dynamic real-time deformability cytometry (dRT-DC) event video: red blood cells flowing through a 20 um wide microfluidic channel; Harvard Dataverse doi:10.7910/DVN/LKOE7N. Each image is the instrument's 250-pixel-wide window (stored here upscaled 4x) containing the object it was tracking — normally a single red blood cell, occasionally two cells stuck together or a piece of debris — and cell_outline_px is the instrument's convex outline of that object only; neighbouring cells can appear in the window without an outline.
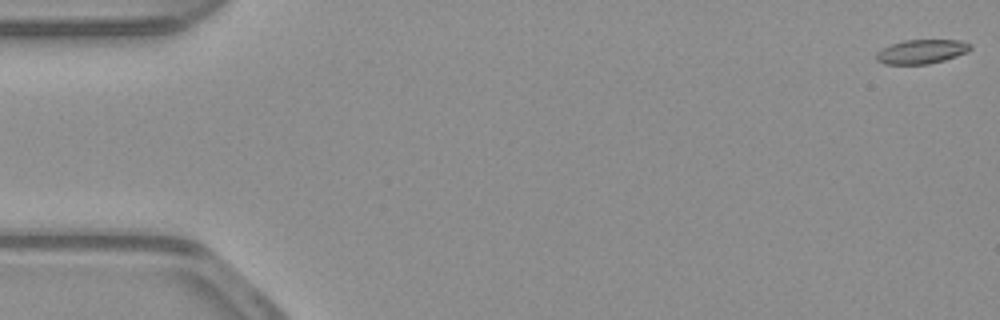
{"species": "common noctule bat (a hibernating species)", "species_latin": "Nyctalus noctula", "temperature_condition": "warm", "stored_images_in_passage": 53, "camera_frame_rate_fps": 3000, "um_per_image_px": 0.085, "animal": {"sex": "male", "body_mass_g": 23.1, "forearm_length_mm": 52.7}, "frame": {"image": 1, "passage_image": 1, "time_ms": 0.0, "image_size_px": [1000, 320], "cell_outline_px": [[972, 48], [968, 52], [944, 60], [928, 64], [884, 64], [876, 60], [876, 52], [892, 44], [904, 40], [960, 40], [972, 44]], "centroid_in_image_um": [78.36, 4.38], "position_along_channel_um": 6.6, "area_um2": 13.24}}
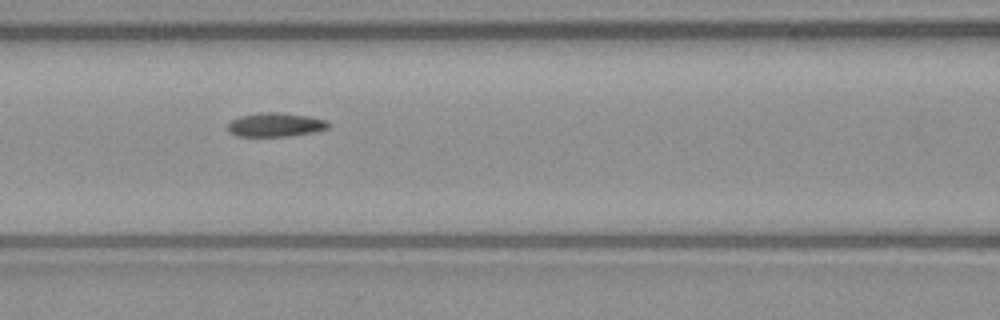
{"frame": {"image": 2, "passage_image": 23, "time_ms": 7.333, "image_size_px": [1000, 320], "cell_outline_px": [[332, 124], [328, 128], [316, 132], [292, 136], [236, 136], [228, 128], [228, 124], [232, 120], [240, 116], [264, 112], [280, 112], [308, 116], [328, 120]], "centroid_in_image_um": [23.5, 10.6], "position_along_channel_um": 143.1, "area_um2": 14.1}}
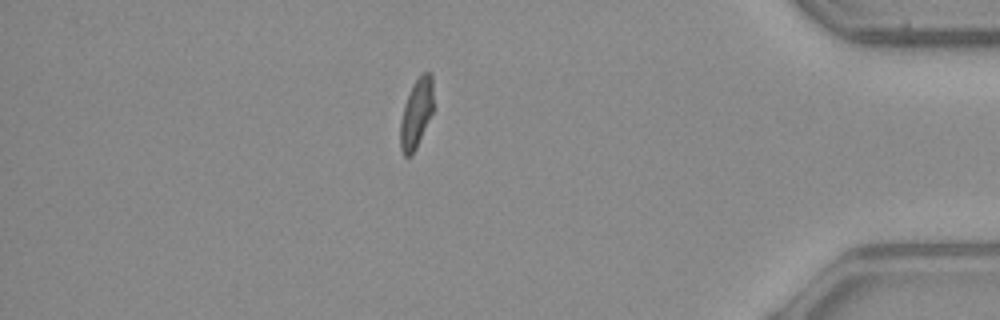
{"frame": {"image": 3, "passage_image": 46, "time_ms": 15.0, "image_size_px": [1000, 320], "cell_outline_px": [[432, 112], [416, 148], [412, 156], [404, 156], [400, 148], [400, 120], [404, 104], [420, 72], [432, 72]], "centroid_in_image_um": [35.37, 9.65], "position_along_channel_um": 399.8, "area_um2": 13.18}, "authors_computed_cell_mechanics": {"area_um2": 14.0454, "velocity_mm_per_s": 3.9106, "shape_relaxation_time_tau1_ms": null, "shape_relaxation_time_tau2_ms": 5.6145, "deformation_change_tau1": null, "deformation_change_tau2": 0.1165}}